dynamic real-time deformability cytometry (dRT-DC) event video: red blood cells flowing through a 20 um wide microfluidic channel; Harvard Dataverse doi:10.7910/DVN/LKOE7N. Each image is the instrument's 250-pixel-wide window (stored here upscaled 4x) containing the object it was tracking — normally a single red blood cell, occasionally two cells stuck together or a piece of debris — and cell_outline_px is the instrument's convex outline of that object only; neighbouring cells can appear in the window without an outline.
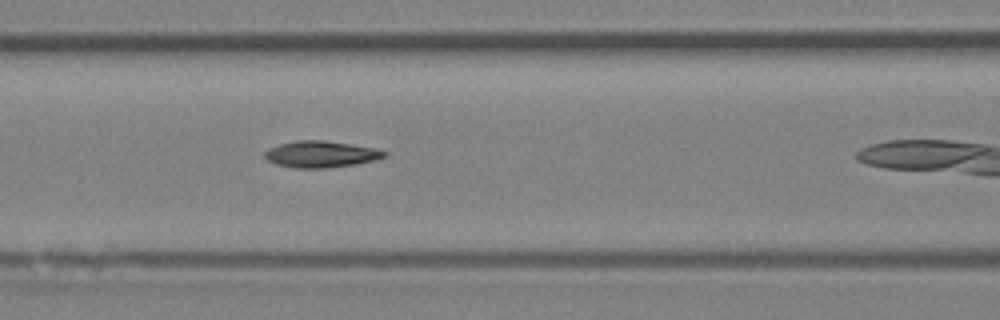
{"species": "Egyptian fruit bat (a non-hibernating species)", "species_latin": "Rousettus aegyptiacus", "temperature_condition": "room temperature", "stored_images_in_passage": 11, "camera_frame_rate_fps": 3000, "um_per_image_px": 0.085, "animal": {"sex": "female"}, "frame": {"image": 1, "passage_image": 10, "time_ms": 3.0, "image_size_px": [1000, 320], "cell_outline_px": [[388, 156], [356, 164], [324, 168], [296, 168], [276, 164], [268, 160], [264, 156], [264, 152], [268, 148], [280, 144], [296, 140], [324, 140], [372, 148], [388, 152]], "centroid_in_image_um": [27.24, 13.11], "position_along_channel_um": 139.4, "area_um2": 18.26}}